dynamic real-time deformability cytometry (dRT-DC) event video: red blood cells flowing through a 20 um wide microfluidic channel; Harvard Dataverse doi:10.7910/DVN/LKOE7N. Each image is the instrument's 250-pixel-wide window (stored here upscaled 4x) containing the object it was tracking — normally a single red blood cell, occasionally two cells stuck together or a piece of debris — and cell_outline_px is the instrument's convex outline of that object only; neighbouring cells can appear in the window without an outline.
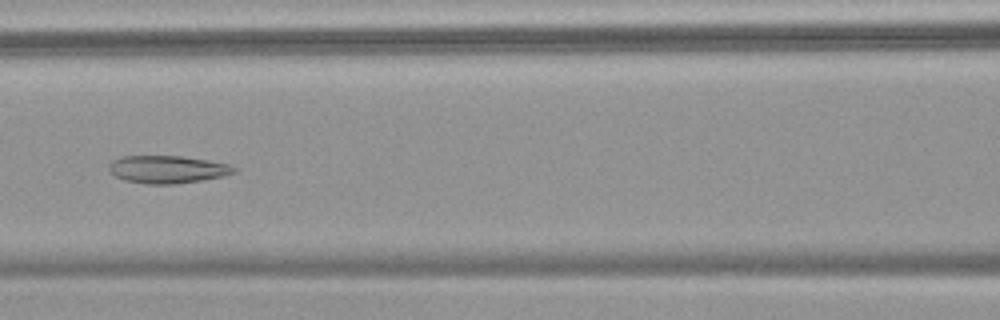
{"species": "common noctule bat (a hibernating species)", "species_latin": "Nyctalus noctula", "temperature_condition": "warm", "stored_images_in_passage": 56, "camera_frame_rate_fps": 3000, "um_per_image_px": 0.085, "animal": {"sex": "female", "body_mass_g": 18.4}, "frame": {"image": 1, "passage_image": 26, "time_ms": 8.333, "image_size_px": [1000, 320], "cell_outline_px": [[236, 172], [224, 176], [176, 184], [148, 184], [124, 180], [116, 176], [108, 168], [108, 164], [112, 160], [120, 156], [180, 156], [208, 160], [228, 164], [236, 168]], "centroid_in_image_um": [14.22, 14.39], "position_along_channel_um": 152.4, "area_um2": 20.11}}
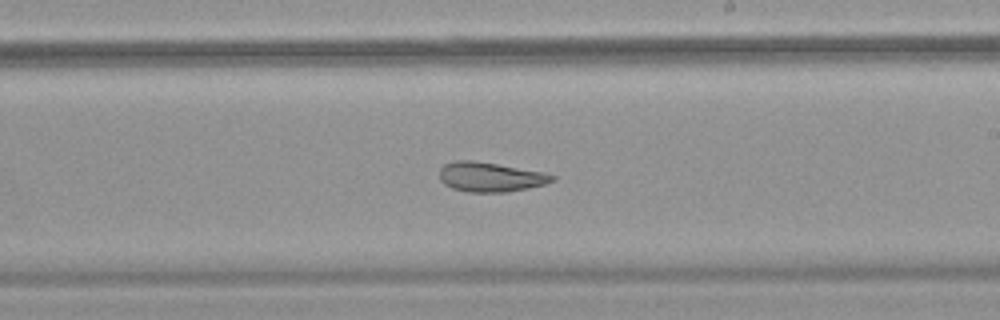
{"frame": {"image": 2, "passage_image": 34, "time_ms": 11.0, "image_size_px": [1000, 320], "cell_outline_px": [[556, 180], [544, 184], [528, 188], [508, 192], [468, 192], [452, 188], [444, 184], [440, 180], [440, 168], [444, 164], [456, 160], [472, 160], [544, 172], [556, 176]], "centroid_in_image_um": [41.67, 15.05], "position_along_channel_um": 247.3, "area_um2": 19.42}}
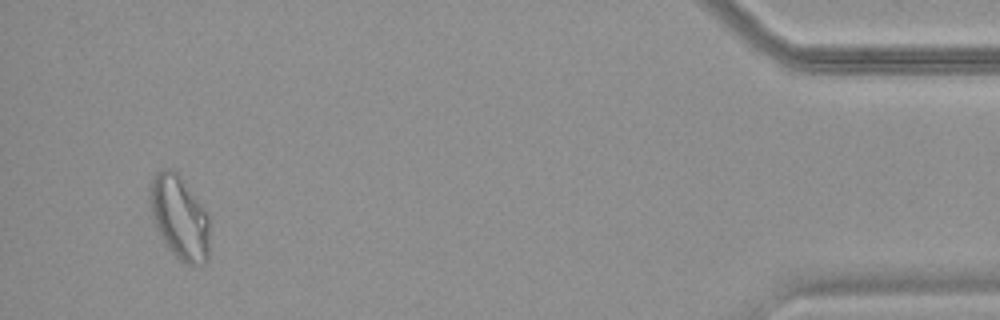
{"frame": {"image": 3, "passage_image": 54, "time_ms": 17.667, "image_size_px": [1000, 320], "cell_outline_px": [[208, 260], [204, 264], [188, 264], [180, 260], [168, 248], [152, 216], [148, 196], [148, 192], [152, 176], [156, 172], [164, 168], [172, 168], [176, 172], [208, 212]], "centroid_in_image_um": [15.24, 18.44], "position_along_channel_um": 420.0, "area_um2": 28.84}, "authors_computed_cell_mechanics": {"area_um2": 25.6921, "velocity_mm_per_s": 3.5837, "shape_relaxation_time_tau1_ms": null, "shape_relaxation_time_tau2_ms": 2.5518, "deformation_change_tau1": null, "deformation_change_tau2": 0.094}}